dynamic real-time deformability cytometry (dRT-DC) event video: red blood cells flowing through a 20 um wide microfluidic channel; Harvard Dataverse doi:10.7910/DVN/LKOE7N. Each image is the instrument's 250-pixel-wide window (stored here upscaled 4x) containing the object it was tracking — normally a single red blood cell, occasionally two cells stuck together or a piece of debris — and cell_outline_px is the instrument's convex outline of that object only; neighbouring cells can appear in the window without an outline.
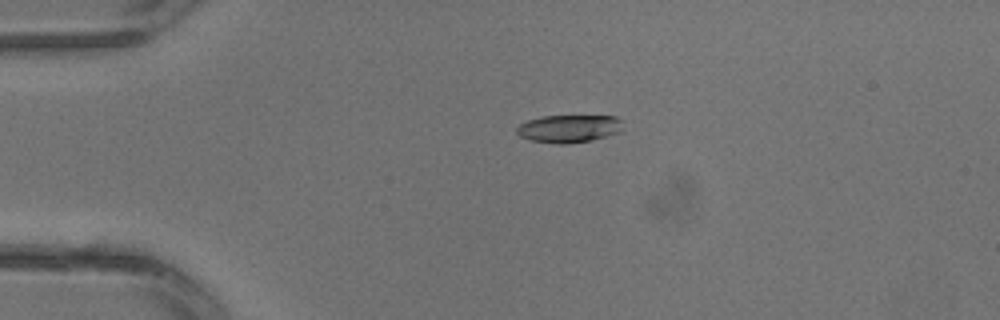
{"species": "common noctule bat (a hibernating species)", "species_latin": "Nyctalus noctula", "temperature_condition": "warm", "stored_images_in_passage": 2, "camera_frame_rate_fps": 3000, "um_per_image_px": 0.085, "animal": {"sex": "male", "body_mass_g": 13.3}, "frame": {"image": 1, "passage_image": 1, "time_ms": 0.0, "image_size_px": [1000, 320], "cell_outline_px": [[624, 120], [620, 132], [592, 140], [568, 144], [556, 144], [532, 140], [520, 136], [516, 132], [516, 128], [520, 124], [528, 120], [544, 116], [616, 116]], "centroid_in_image_um": [48.39, 10.93], "position_along_channel_um": 36.6, "area_um2": 17.22}}